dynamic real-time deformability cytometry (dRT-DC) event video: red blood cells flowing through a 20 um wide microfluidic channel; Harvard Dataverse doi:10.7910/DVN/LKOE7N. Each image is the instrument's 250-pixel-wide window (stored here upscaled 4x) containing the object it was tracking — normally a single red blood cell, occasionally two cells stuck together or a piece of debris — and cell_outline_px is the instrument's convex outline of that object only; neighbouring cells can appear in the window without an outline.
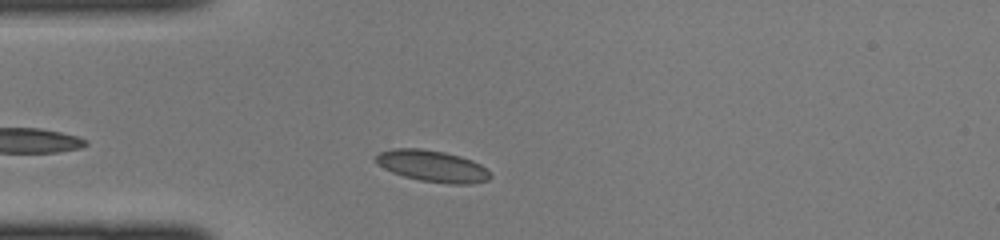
{"species": "common noctule bat (a hibernating species)", "species_latin": "Nyctalus noctula", "temperature_condition": "cold", "stored_images_in_passage": 37, "camera_frame_rate_fps": 3000, "um_per_image_px": 0.085, "animal": {"sex": "female", "body_mass_g": 22.0, "forearm_length_mm": 56.7}, "frame": {"image": 1, "passage_image": 4, "time_ms": 1.0, "image_size_px": [1000, 240], "cell_outline_px": [[492, 176], [488, 180], [472, 184], [448, 184], [420, 180], [404, 176], [392, 172], [384, 168], [376, 160], [376, 156], [380, 152], [392, 148], [420, 148], [444, 152], [460, 156], [472, 160], [480, 164]], "centroid_in_image_um": [36.77, 14.12], "position_along_channel_um": 48.2, "area_um2": 20.87}}
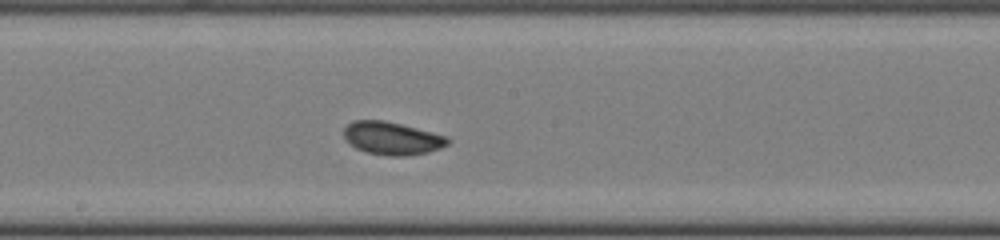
{"frame": {"image": 2, "passage_image": 16, "time_ms": 5.0, "image_size_px": [1000, 240], "cell_outline_px": [[452, 140], [448, 144], [440, 148], [428, 152], [404, 156], [388, 156], [368, 152], [356, 148], [348, 144], [344, 136], [344, 128], [352, 120], [384, 120], [448, 136]], "centroid_in_image_um": [33.32, 11.75], "position_along_channel_um": 214.9, "area_um2": 19.94}}
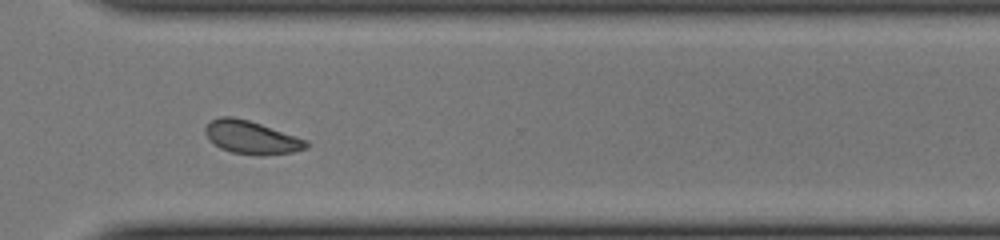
{"frame": {"image": 3, "passage_image": 25, "time_ms": 8.0, "image_size_px": [1000, 240], "cell_outline_px": [[308, 148], [292, 152], [260, 156], [232, 152], [220, 148], [208, 140], [204, 132], [204, 128], [212, 120], [220, 116], [232, 116], [248, 120], [308, 140]], "centroid_in_image_um": [21.35, 11.69], "position_along_channel_um": 349.3, "area_um2": 19.48}}